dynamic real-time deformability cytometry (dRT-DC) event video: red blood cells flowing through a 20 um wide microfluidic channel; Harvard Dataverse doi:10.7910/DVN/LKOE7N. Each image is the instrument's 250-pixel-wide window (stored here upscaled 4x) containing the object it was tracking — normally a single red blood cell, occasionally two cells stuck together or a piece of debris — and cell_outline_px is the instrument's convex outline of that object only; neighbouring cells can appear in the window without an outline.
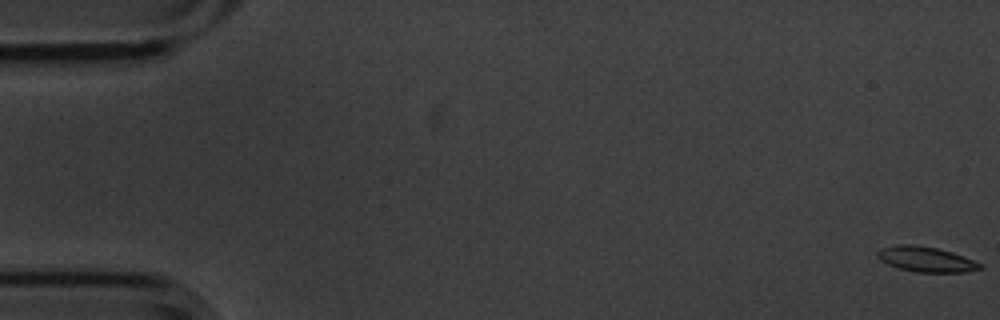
{"species": "common noctule bat (a hibernating species)", "species_latin": "Nyctalus noctula", "temperature_condition": "cold", "stored_images_in_passage": 5, "camera_frame_rate_fps": 3000, "um_per_image_px": 0.085, "animal": {"sex": "male", "body_mass_g": 20.1, "forearm_length_mm": 53.5}, "frame": {"image": 1, "passage_image": 5, "time_ms": 1.333, "image_size_px": [1000, 320], "cell_outline_px": [[984, 268], [964, 272], [916, 272], [900, 268], [888, 264], [880, 260], [876, 256], [876, 252], [880, 248], [896, 244], [912, 244], [936, 248], [952, 252], [972, 260], [980, 264]], "centroid_in_image_um": [78.65, 22.03], "position_along_channel_um": 6.3, "area_um2": 14.97}}